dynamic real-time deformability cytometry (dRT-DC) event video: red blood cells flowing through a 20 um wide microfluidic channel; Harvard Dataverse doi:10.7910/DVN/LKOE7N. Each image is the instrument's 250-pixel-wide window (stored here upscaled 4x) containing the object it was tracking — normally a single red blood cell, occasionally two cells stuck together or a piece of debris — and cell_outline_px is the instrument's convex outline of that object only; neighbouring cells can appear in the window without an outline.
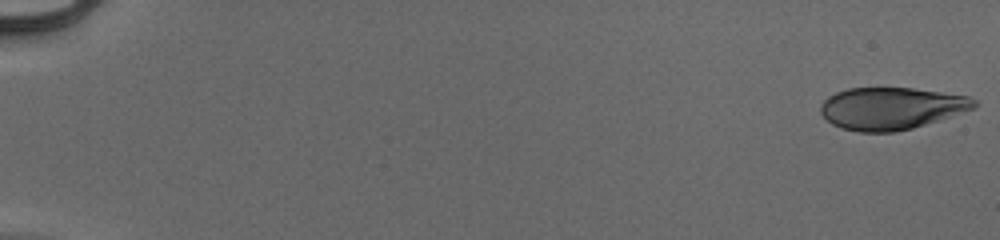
{"species": "human", "species_latin": "Homo sapiens", "temperature_condition": "cold", "stored_images_in_passage": 54, "camera_frame_rate_fps": 3000, "um_per_image_px": 0.085, "donor": {"sex": "male"}, "frame": {"image": 1, "passage_image": 1, "time_ms": 0.0, "image_size_px": [1000, 240], "cell_outline_px": [[976, 104], [972, 108], [912, 128], [896, 132], [860, 132], [840, 128], [832, 124], [820, 112], [820, 104], [828, 96], [836, 92], [848, 88], [912, 88], [968, 96], [976, 100]], "centroid_in_image_um": [75.68, 9.21], "position_along_channel_um": 9.3, "area_um2": 37.28}}
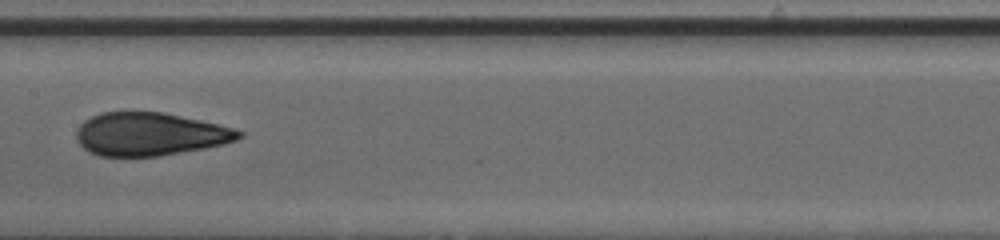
{"frame": {"image": 2, "passage_image": 30, "time_ms": 9.667, "image_size_px": [1000, 240], "cell_outline_px": [[244, 136], [236, 140], [204, 148], [156, 156], [100, 156], [88, 152], [76, 140], [76, 132], [80, 124], [84, 120], [100, 112], [164, 112], [220, 124], [244, 132]], "centroid_in_image_um": [12.72, 11.39], "position_along_channel_um": 194.7, "area_um2": 40.75}}
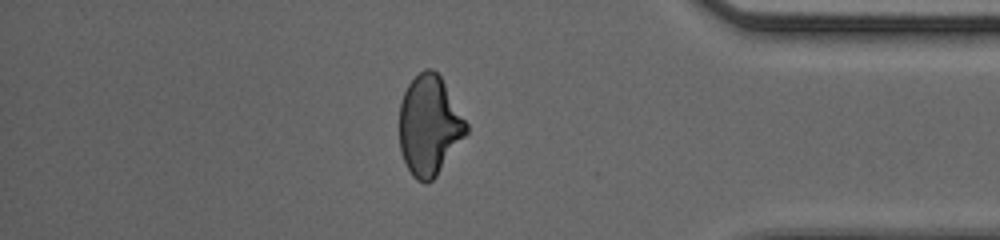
{"frame": {"image": 3, "passage_image": 47, "time_ms": 15.333, "image_size_px": [1000, 240], "cell_outline_px": [[468, 132], [436, 176], [428, 184], [424, 184], [416, 180], [412, 176], [400, 152], [400, 104], [404, 92], [408, 84], [424, 68], [432, 68], [440, 76], [468, 124]], "centroid_in_image_um": [36.48, 10.69], "position_along_channel_um": 398.7, "area_um2": 38.73}}